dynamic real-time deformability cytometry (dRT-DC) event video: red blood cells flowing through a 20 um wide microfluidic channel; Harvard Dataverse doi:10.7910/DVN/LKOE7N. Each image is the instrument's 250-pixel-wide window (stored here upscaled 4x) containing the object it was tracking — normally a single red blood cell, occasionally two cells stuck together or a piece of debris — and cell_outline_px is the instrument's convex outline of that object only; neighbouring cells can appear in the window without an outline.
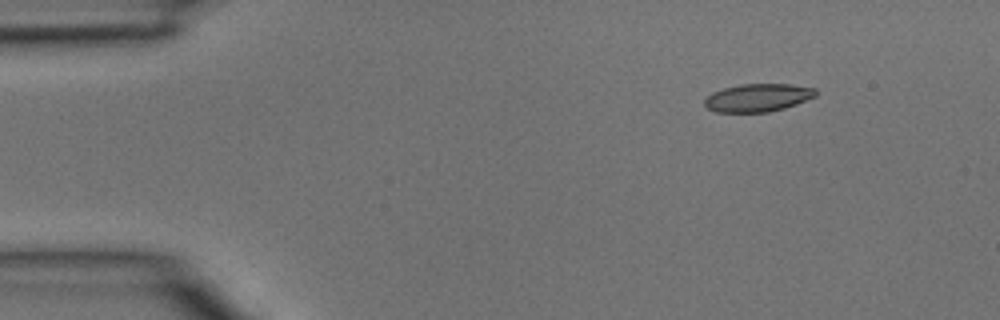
{"species": "common noctule bat (a hibernating species)", "species_latin": "Nyctalus noctula", "temperature_condition": "room temperature", "stored_images_in_passage": 4, "camera_frame_rate_fps": 3000, "um_per_image_px": 0.085, "animal": {"sex": "male", "body_mass_g": 15.6}, "frame": {"image": 1, "passage_image": 2, "time_ms": 0.333, "image_size_px": [1000, 320], "cell_outline_px": [[816, 96], [796, 104], [784, 108], [768, 112], [716, 112], [708, 108], [704, 104], [704, 100], [712, 92], [724, 88], [740, 84], [792, 84], [816, 88]], "centroid_in_image_um": [64.42, 8.3], "position_along_channel_um": 20.6, "area_um2": 18.09}}
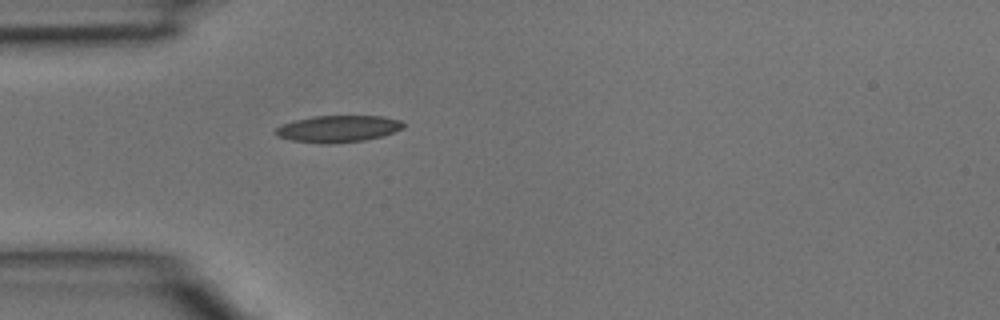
{"frame": {"image": 2, "passage_image": 4, "time_ms": 1.0, "image_size_px": [1000, 320], "cell_outline_px": [[404, 128], [380, 136], [364, 140], [324, 144], [292, 140], [276, 136], [276, 128], [284, 124], [296, 120], [316, 116], [384, 116], [400, 120], [404, 124]], "centroid_in_image_um": [28.75, 10.94], "position_along_channel_um": 56.3, "area_um2": 19.59}}